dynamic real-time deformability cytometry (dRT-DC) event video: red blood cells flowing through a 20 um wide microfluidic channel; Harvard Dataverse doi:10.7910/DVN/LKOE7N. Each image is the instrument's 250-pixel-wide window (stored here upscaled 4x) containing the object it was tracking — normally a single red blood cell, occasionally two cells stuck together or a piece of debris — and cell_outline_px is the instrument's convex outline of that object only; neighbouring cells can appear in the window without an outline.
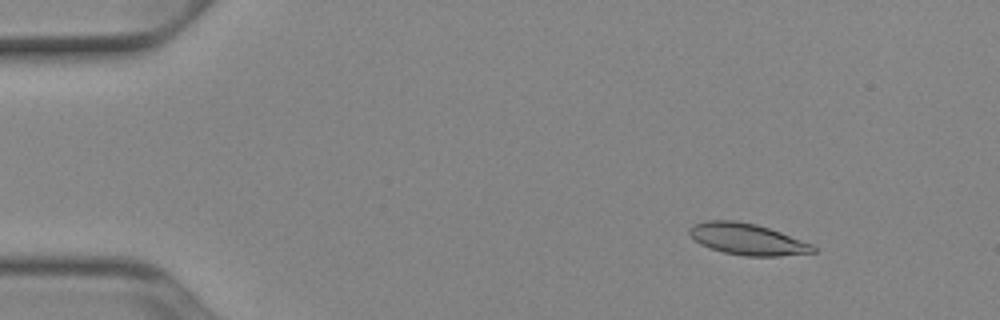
{"species": "Egyptian fruit bat (a non-hibernating species)", "species_latin": "Rousettus aegyptiacus", "temperature_condition": "cold", "stored_images_in_passage": 52, "camera_frame_rate_fps": 3000, "um_per_image_px": 0.085, "animal": {"sex": "female"}, "frame": {"image": 1, "passage_image": 7, "time_ms": 2.0, "image_size_px": [1000, 320], "cell_outline_px": [[816, 252], [780, 256], [744, 256], [724, 252], [700, 244], [688, 232], [688, 228], [692, 224], [708, 220], [736, 220], [756, 224], [780, 232], [812, 244], [816, 248]], "centroid_in_image_um": [63.51, 20.32], "position_along_channel_um": 21.5, "area_um2": 22.54}}
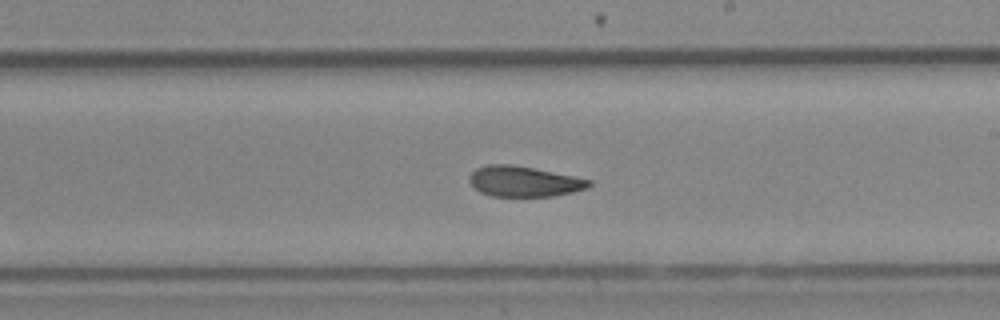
{"frame": {"image": 2, "passage_image": 31, "time_ms": 10.0, "image_size_px": [1000, 320], "cell_outline_px": [[592, 184], [588, 188], [572, 192], [552, 196], [492, 196], [480, 192], [468, 180], [468, 176], [476, 168], [488, 164], [512, 164], [592, 180]], "centroid_in_image_um": [44.51, 15.42], "position_along_channel_um": 244.5, "area_um2": 21.1}}
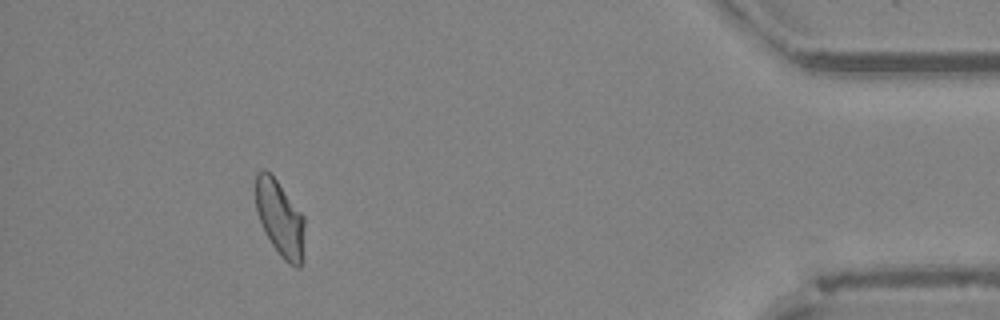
{"frame": {"image": 3, "passage_image": 48, "time_ms": 15.667, "image_size_px": [1000, 320], "cell_outline_px": [[304, 224], [300, 268], [296, 268], [288, 264], [280, 256], [264, 232], [256, 208], [256, 172], [260, 168], [264, 168], [276, 180], [304, 216]], "centroid_in_image_um": [23.77, 18.55], "position_along_channel_um": 411.4, "area_um2": 21.27}, "authors_computed_cell_mechanics": {"area_um2": 22.1374, "velocity_mm_per_s": 3.913, "shape_relaxation_time_tau1_ms": 8.2347, "shape_relaxation_time_tau2_ms": 4.4162, "deformation_change_tau1": 0.175, "deformation_change_tau2": 0.098}}